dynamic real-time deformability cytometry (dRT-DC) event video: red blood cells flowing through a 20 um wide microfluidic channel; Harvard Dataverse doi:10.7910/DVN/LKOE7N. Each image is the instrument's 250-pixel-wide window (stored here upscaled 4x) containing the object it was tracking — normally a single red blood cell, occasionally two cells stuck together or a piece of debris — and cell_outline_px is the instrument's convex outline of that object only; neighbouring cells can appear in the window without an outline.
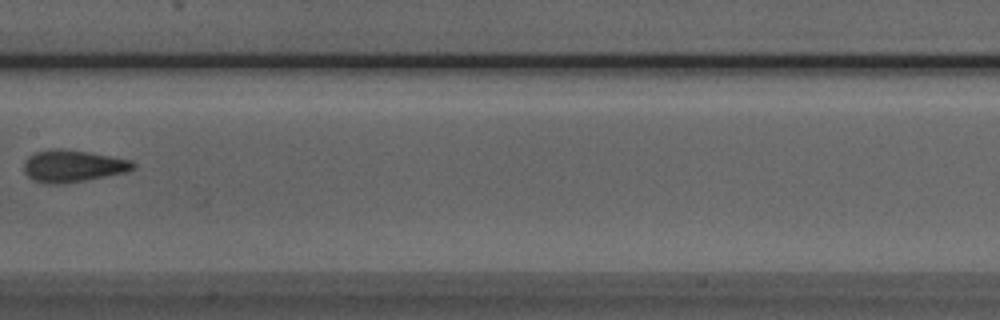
{"species": "Egyptian fruit bat (a non-hibernating species)", "species_latin": "Rousettus aegyptiacus", "temperature_condition": "room temperature", "stored_images_in_passage": 6, "camera_frame_rate_fps": 3000, "um_per_image_px": 0.085, "animal": {"sex": "male"}, "frame": {"image": 1, "passage_image": 6, "time_ms": 6.667, "image_size_px": [1000, 320], "cell_outline_px": [[136, 168], [128, 172], [64, 184], [44, 184], [32, 180], [24, 172], [24, 164], [28, 156], [36, 152], [52, 148], [60, 148], [88, 152], [132, 160], [136, 164]], "centroid_in_image_um": [6.2, 14.12], "position_along_channel_um": 201.2, "area_um2": 20.63}}